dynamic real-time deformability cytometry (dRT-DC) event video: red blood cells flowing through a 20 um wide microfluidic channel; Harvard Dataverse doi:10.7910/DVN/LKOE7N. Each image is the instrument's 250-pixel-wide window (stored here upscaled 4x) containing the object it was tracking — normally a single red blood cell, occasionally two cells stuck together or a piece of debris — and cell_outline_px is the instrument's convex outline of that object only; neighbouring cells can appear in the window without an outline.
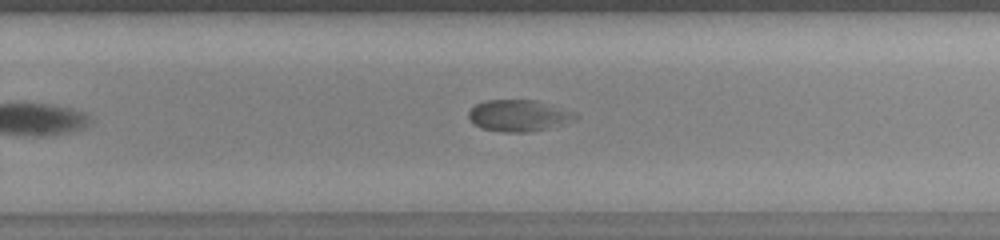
{"species": "common noctule bat (a hibernating species)", "species_latin": "Nyctalus noctula", "temperature_condition": "warm", "stored_images_in_passage": 41, "camera_frame_rate_fps": 3000, "um_per_image_px": 0.085, "animal": {"sex": "female", "body_mass_g": 23.0, "forearm_length_mm": 53.4}, "frame": {"image": 1, "passage_image": 24, "time_ms": 7.667, "image_size_px": [1000, 240], "cell_outline_px": [[580, 116], [576, 120], [548, 128], [532, 132], [504, 132], [480, 128], [468, 116], [468, 112], [476, 104], [484, 100], [536, 100], [576, 112]], "centroid_in_image_um": [44.13, 9.82], "position_along_channel_um": 285.7, "area_um2": 19.71}}